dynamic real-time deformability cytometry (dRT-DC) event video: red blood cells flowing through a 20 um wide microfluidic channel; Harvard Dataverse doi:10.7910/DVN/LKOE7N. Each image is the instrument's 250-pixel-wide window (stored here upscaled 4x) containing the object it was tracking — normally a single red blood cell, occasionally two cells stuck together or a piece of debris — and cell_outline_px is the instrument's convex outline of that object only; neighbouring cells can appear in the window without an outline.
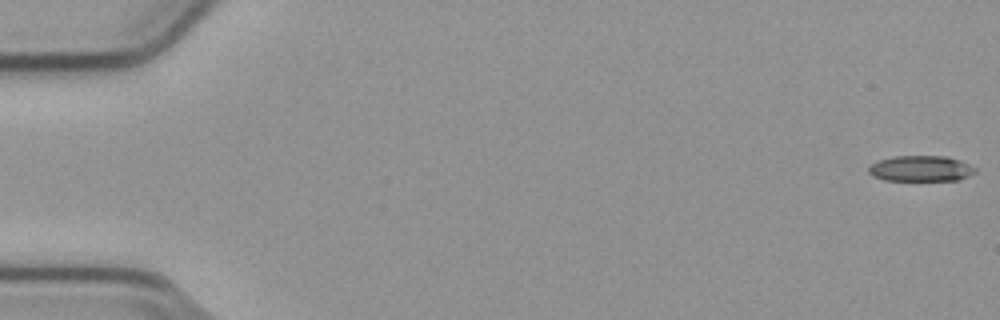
{"species": "common noctule bat (a hibernating species)", "species_latin": "Nyctalus noctula", "temperature_condition": "cold", "stored_images_in_passage": 56, "camera_frame_rate_fps": 3000, "um_per_image_px": 0.085, "animal": {"sex": "male", "body_mass_g": 23.1, "forearm_length_mm": 52.7}, "frame": {"image": 1, "passage_image": 1, "time_ms": 0.0, "image_size_px": [1000, 320], "cell_outline_px": [[976, 172], [960, 180], [884, 180], [872, 176], [868, 172], [868, 168], [876, 160], [892, 156], [944, 156], [960, 160], [976, 168]], "centroid_in_image_um": [78.24, 14.32], "position_along_channel_um": 6.8, "area_um2": 16.07}}
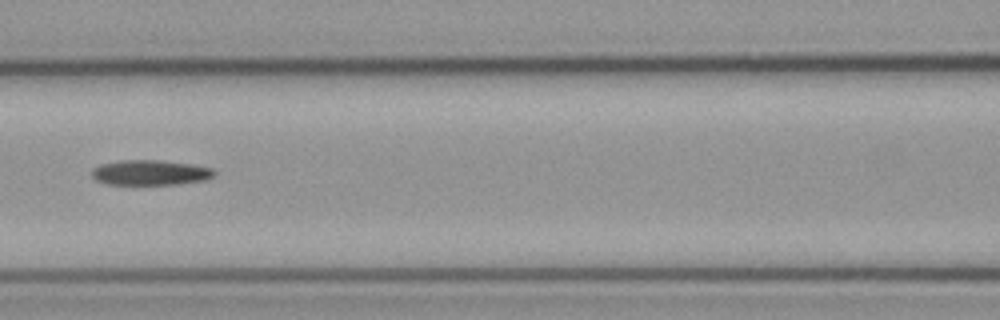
{"frame": {"image": 2, "passage_image": 25, "time_ms": 8.0, "image_size_px": [1000, 320], "cell_outline_px": [[216, 172], [212, 176], [204, 180], [176, 184], [108, 184], [96, 180], [92, 176], [92, 168], [100, 164], [124, 160], [160, 160], [192, 164], [212, 168]], "centroid_in_image_um": [12.76, 14.66], "position_along_channel_um": 153.8, "area_um2": 17.8}}
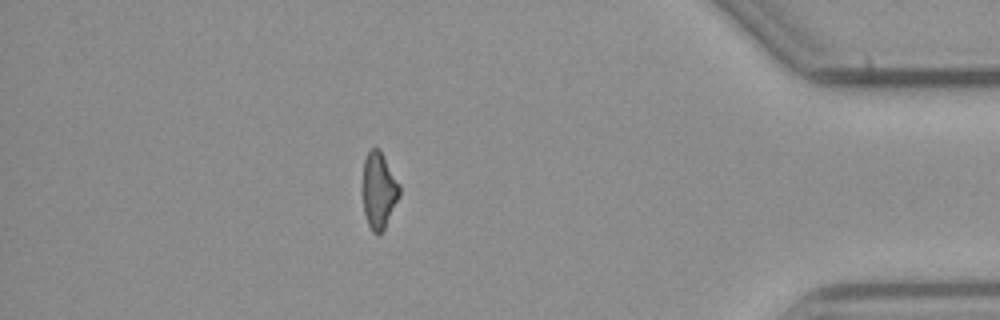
{"frame": {"image": 3, "passage_image": 48, "time_ms": 15.667, "image_size_px": [1000, 320], "cell_outline_px": [[400, 196], [384, 232], [372, 232], [368, 224], [364, 212], [364, 160], [368, 152], [372, 148], [376, 148], [380, 152], [400, 184]], "centroid_in_image_um": [32.23, 16.25], "position_along_channel_um": 403.0, "area_um2": 16.01}, "authors_computed_cell_mechanics": {"area_um2": 17.4267, "velocity_mm_per_s": 3.8145, "shape_relaxation_time_tau1_ms": null, "shape_relaxation_time_tau2_ms": 9.9085, "deformation_change_tau1": null, "deformation_change_tau2": 0.2415}}